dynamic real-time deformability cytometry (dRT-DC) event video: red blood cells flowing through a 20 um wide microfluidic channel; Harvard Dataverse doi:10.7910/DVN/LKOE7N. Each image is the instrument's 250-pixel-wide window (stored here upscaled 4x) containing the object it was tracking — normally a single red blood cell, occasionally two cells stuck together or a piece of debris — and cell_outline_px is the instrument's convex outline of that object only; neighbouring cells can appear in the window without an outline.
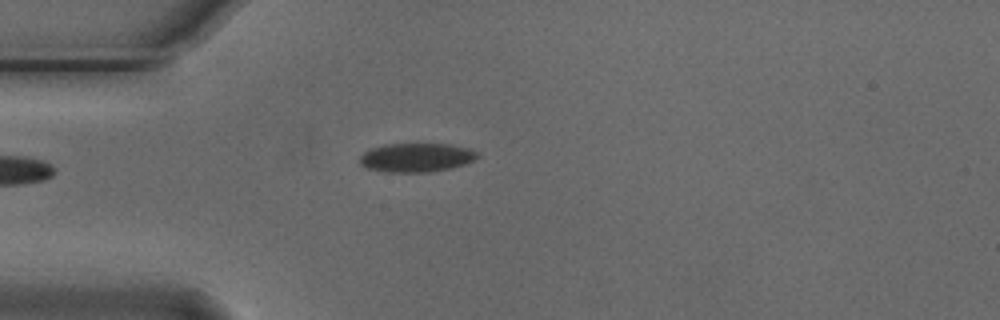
{"species": "Egyptian fruit bat (a non-hibernating species)", "species_latin": "Rousettus aegyptiacus", "temperature_condition": "cold", "stored_images_in_passage": 5, "camera_frame_rate_fps": 3000, "um_per_image_px": 0.085, "animal": {"sex": "male"}, "frame": {"image": 1, "passage_image": 4, "time_ms": 1.0, "image_size_px": [1000, 320], "cell_outline_px": [[480, 156], [464, 164], [452, 168], [432, 172], [388, 172], [368, 168], [360, 164], [360, 156], [364, 152], [372, 148], [384, 144], [448, 144], [468, 148], [476, 152]], "centroid_in_image_um": [35.39, 13.39], "position_along_channel_um": 49.6, "area_um2": 19.71}}